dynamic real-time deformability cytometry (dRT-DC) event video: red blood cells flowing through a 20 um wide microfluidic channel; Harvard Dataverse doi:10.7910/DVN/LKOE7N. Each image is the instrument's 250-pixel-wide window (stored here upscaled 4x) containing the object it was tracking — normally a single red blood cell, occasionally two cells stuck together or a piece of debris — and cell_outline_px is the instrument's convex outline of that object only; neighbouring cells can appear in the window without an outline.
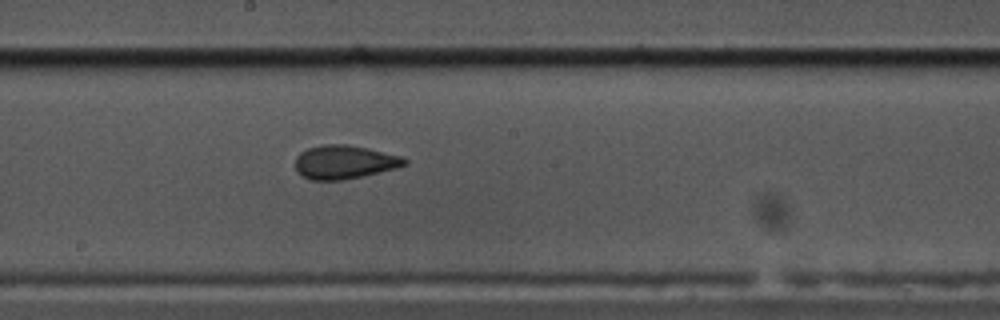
{"species": "common noctule bat (a hibernating species)", "species_latin": "Nyctalus noctula", "temperature_condition": "cold", "stored_images_in_passage": 45, "camera_frame_rate_fps": 3000, "um_per_image_px": 0.085, "animal": {"sex": "male", "body_mass_g": 17.5, "forearm_length_mm": 52.3}, "frame": {"image": 1, "passage_image": 19, "time_ms": 6.0, "image_size_px": [1000, 320], "cell_outline_px": [[408, 164], [396, 168], [344, 180], [312, 180], [296, 172], [296, 156], [300, 152], [308, 148], [324, 144], [348, 144], [368, 148], [404, 156], [408, 160]], "centroid_in_image_um": [29.3, 13.76], "position_along_channel_um": 218.9, "area_um2": 21.56}}
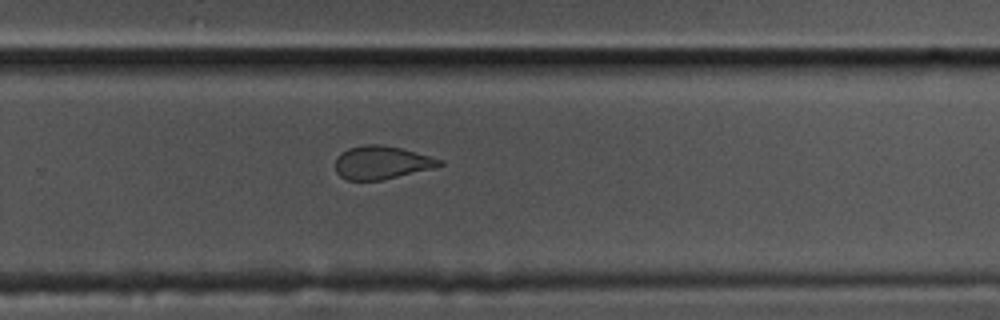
{"frame": {"image": 2, "passage_image": 26, "time_ms": 8.333, "image_size_px": [1000, 320], "cell_outline_px": [[444, 164], [432, 168], [380, 180], [348, 180], [340, 176], [336, 172], [336, 156], [348, 148], [364, 144], [380, 144], [400, 148], [432, 156], [444, 160]], "centroid_in_image_um": [32.43, 13.8], "position_along_channel_um": 297.4, "area_um2": 20.06}}
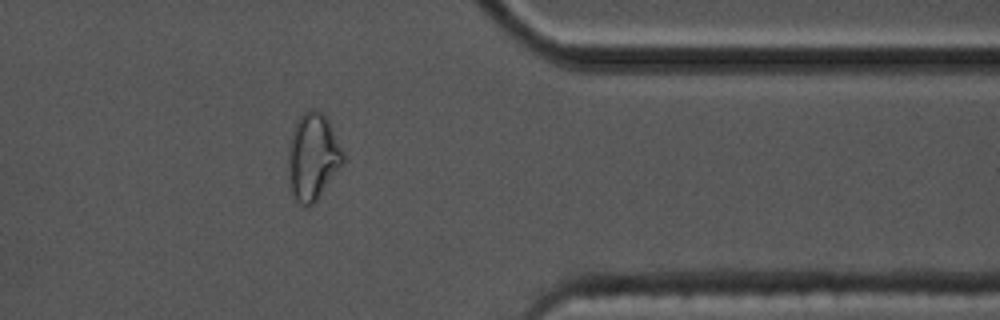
{"frame": {"image": 3, "passage_image": 35, "time_ms": 11.333, "image_size_px": [1000, 320], "cell_outline_px": [[344, 164], [320, 196], [308, 208], [300, 204], [296, 200], [288, 184], [288, 144], [292, 132], [300, 116], [308, 108], [312, 108], [324, 112], [344, 152]], "centroid_in_image_um": [26.59, 13.33], "position_along_channel_um": 384.8, "area_um2": 28.21}, "authors_computed_cell_mechanics": {"area_um2": 21.7906, "velocity_mm_per_s": 3.3681, "shape_relaxation_time_tau1_ms": null, "shape_relaxation_time_tau2_ms": 2.1347, "deformation_change_tau1": null, "deformation_change_tau2": 0.0786}}